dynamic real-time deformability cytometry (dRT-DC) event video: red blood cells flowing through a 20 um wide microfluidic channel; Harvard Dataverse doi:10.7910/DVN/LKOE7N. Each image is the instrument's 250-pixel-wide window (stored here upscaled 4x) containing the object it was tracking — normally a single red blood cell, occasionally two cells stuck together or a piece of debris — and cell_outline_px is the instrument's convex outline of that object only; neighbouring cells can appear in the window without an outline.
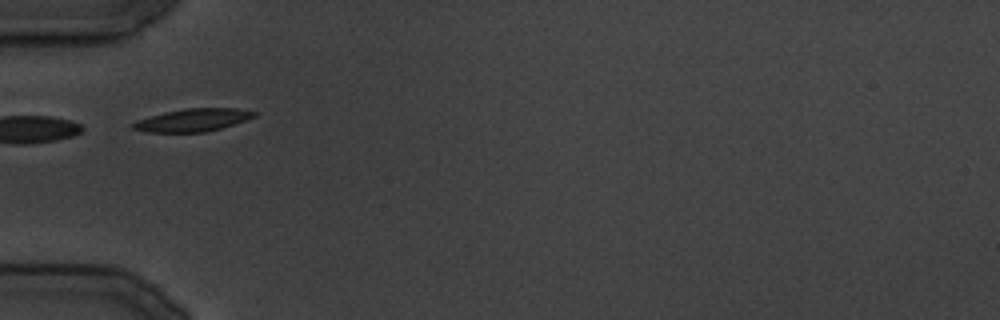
{"species": "common noctule bat (a hibernating species)", "species_latin": "Nyctalus noctula", "temperature_condition": "cold", "stored_images_in_passage": 3, "camera_frame_rate_fps": 3000, "um_per_image_px": 0.085, "animal": {"sex": "male", "body_mass_g": 19.5, "forearm_length_mm": 54.6}, "frame": {"image": 1, "passage_image": 1, "time_ms": 0.0, "image_size_px": [1000, 320], "cell_outline_px": [[256, 116], [208, 132], [148, 132], [132, 128], [128, 124], [136, 120], [164, 112], [184, 108], [236, 108], [256, 112]], "centroid_in_image_um": [16.32, 10.2], "position_along_channel_um": 68.7, "area_um2": 16.01}}